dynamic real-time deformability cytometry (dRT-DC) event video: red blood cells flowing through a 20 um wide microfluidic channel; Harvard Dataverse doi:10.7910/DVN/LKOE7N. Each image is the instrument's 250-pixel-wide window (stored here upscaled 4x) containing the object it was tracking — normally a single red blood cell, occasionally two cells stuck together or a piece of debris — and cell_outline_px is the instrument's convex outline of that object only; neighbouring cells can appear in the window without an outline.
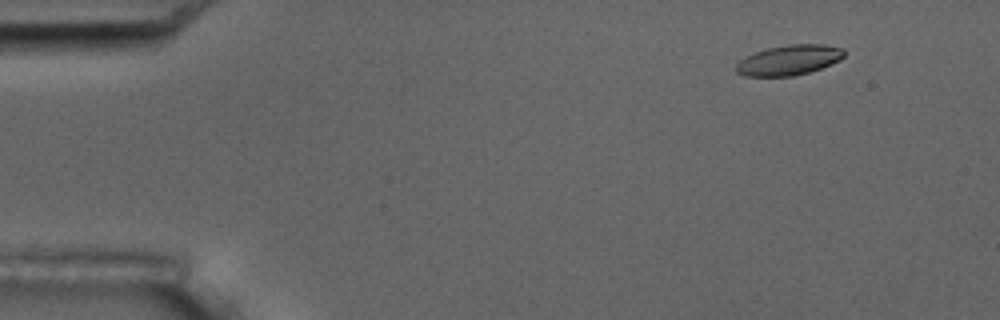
{"species": "common noctule bat (a hibernating species)", "species_latin": "Nyctalus noctula", "temperature_condition": "room temperature", "stored_images_in_passage": 6, "camera_frame_rate_fps": 3000, "um_per_image_px": 0.085, "animal": {"sex": "male", "body_mass_g": 17.5, "forearm_length_mm": 52.3}, "frame": {"image": 1, "passage_image": 2, "time_ms": 1.333, "image_size_px": [1000, 320], "cell_outline_px": [[844, 56], [840, 60], [820, 68], [808, 72], [792, 76], [744, 76], [736, 72], [736, 64], [744, 56], [768, 48], [788, 44], [824, 44], [844, 48]], "centroid_in_image_um": [67.06, 5.1], "position_along_channel_um": 17.9, "area_um2": 18.96}}
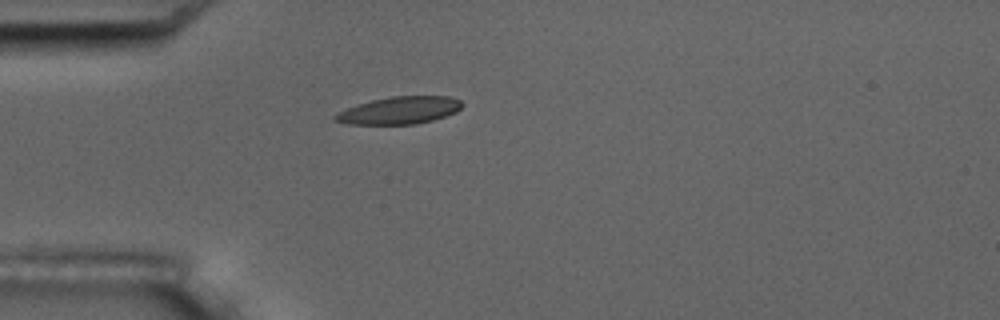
{"frame": {"image": 2, "passage_image": 5, "time_ms": 4.667, "image_size_px": [1000, 320], "cell_outline_px": [[464, 104], [456, 112], [432, 120], [416, 124], [348, 124], [332, 120], [332, 116], [356, 104], [372, 100], [392, 96], [448, 96], [460, 100]], "centroid_in_image_um": [33.94, 9.38], "position_along_channel_um": 51.1, "area_um2": 20.17}}